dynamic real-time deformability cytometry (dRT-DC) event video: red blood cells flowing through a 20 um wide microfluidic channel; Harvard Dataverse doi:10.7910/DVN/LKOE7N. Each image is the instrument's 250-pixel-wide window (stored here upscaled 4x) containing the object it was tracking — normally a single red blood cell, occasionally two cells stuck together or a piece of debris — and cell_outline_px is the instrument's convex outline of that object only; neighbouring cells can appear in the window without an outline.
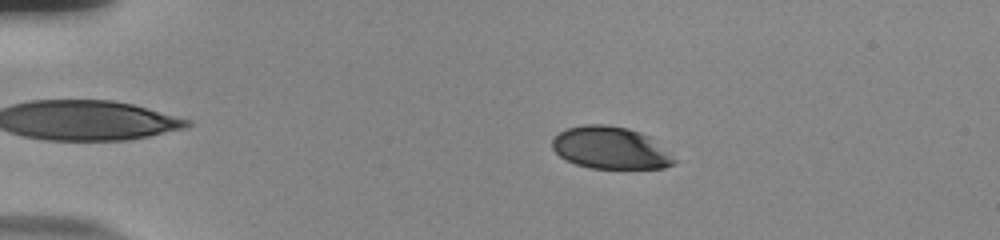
{"species": "human", "species_latin": "Homo sapiens", "temperature_condition": "room temperature", "stored_images_in_passage": 56, "camera_frame_rate_fps": 3000, "um_per_image_px": 0.085, "donor": {"sex": "male"}, "frame": {"image": 1, "passage_image": 12, "time_ms": 3.667, "image_size_px": [1000, 240], "cell_outline_px": [[676, 164], [664, 168], [588, 168], [564, 160], [552, 148], [552, 140], [560, 132], [568, 128], [584, 124], [604, 124], [628, 128], [640, 132], [648, 136], [676, 160]], "centroid_in_image_um": [51.85, 12.58], "position_along_channel_um": 33.2, "area_um2": 29.77}}
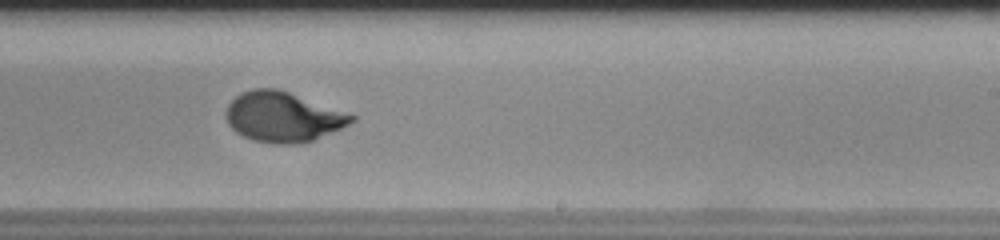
{"frame": {"image": 2, "passage_image": 36, "time_ms": 11.667, "image_size_px": [1000, 240], "cell_outline_px": [[356, 120], [340, 128], [312, 140], [296, 144], [276, 144], [252, 140], [236, 132], [228, 124], [224, 116], [228, 104], [236, 96], [252, 88], [276, 88], [288, 92], [356, 116]], "centroid_in_image_um": [23.99, 9.94], "position_along_channel_um": 265.0, "area_um2": 36.13}}
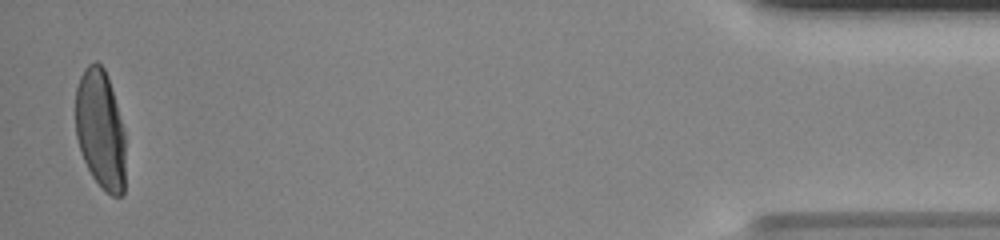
{"frame": {"image": 3, "passage_image": 55, "time_ms": 18.0, "image_size_px": [1000, 240], "cell_outline_px": [[124, 196], [112, 196], [92, 176], [80, 152], [76, 136], [76, 88], [80, 76], [84, 68], [88, 64], [96, 60], [104, 68], [108, 76], [124, 132]], "centroid_in_image_um": [8.52, 10.97], "position_along_channel_um": 426.7, "area_um2": 34.51}, "authors_computed_cell_mechanics": {"area_um2": 35.2002, "velocity_mm_per_s": 3.7639, "shape_relaxation_time_tau1_ms": 4.3207, "shape_relaxation_time_tau2_ms": null, "deformation_change_tau1": 0.2003, "deformation_change_tau2": null}}